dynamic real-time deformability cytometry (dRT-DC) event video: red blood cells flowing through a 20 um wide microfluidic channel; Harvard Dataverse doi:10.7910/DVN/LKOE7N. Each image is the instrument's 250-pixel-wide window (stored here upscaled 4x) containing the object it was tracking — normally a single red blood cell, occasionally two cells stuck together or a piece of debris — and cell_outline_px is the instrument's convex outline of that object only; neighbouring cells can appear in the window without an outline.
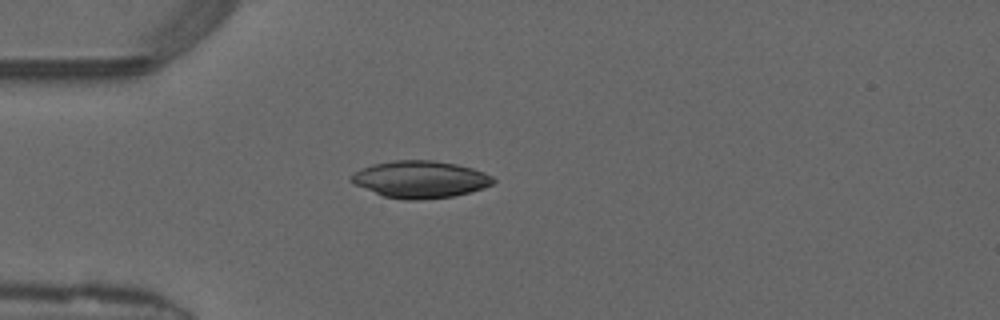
{"species": "common noctule bat (a hibernating species)", "species_latin": "Nyctalus noctula", "temperature_condition": "warm", "stored_images_in_passage": 37, "camera_frame_rate_fps": 3000, "um_per_image_px": 0.085, "animal": {"sex": "male", "forearm_length_mm": 52.5}, "frame": {"image": 1, "passage_image": 1, "time_ms": 0.0, "image_size_px": [1000, 320], "cell_outline_px": [[496, 180], [492, 184], [484, 188], [452, 196], [416, 200], [404, 200], [384, 196], [356, 184], [348, 180], [360, 168], [372, 164], [392, 160], [432, 160], [456, 164], [472, 168], [484, 172], [492, 176]], "centroid_in_image_um": [35.73, 15.23], "position_along_channel_um": 49.3, "area_um2": 30.46}}
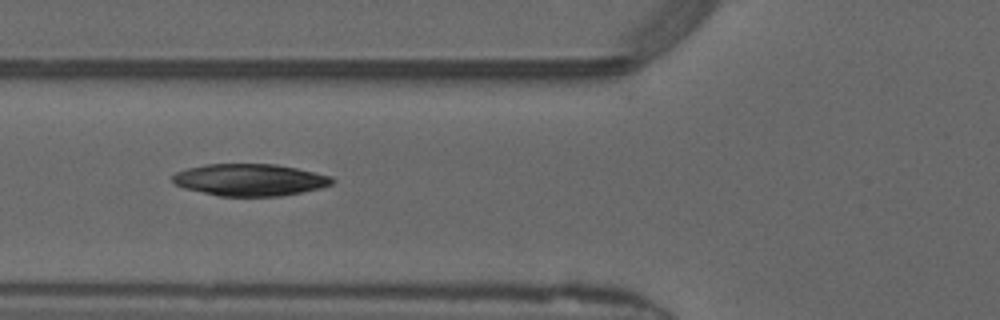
{"frame": {"image": 2, "passage_image": 6, "time_ms": 1.667, "image_size_px": [1000, 320], "cell_outline_px": [[336, 180], [332, 184], [320, 188], [280, 196], [220, 196], [184, 188], [176, 184], [172, 180], [172, 176], [176, 172], [188, 168], [204, 164], [276, 164], [296, 168], [332, 176]], "centroid_in_image_um": [21.25, 15.28], "position_along_channel_um": 104.6, "area_um2": 29.65}}
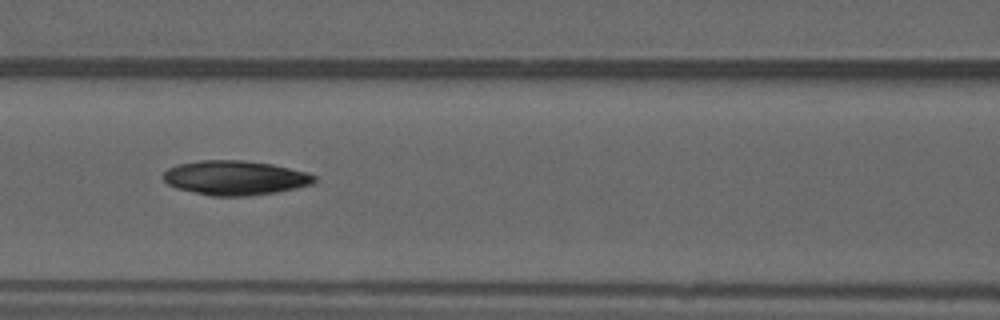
{"frame": {"image": 3, "passage_image": 9, "time_ms": 2.667, "image_size_px": [1000, 320], "cell_outline_px": [[316, 180], [312, 184], [296, 188], [276, 192], [248, 196], [212, 196], [176, 188], [168, 184], [164, 180], [164, 172], [168, 168], [176, 164], [200, 160], [244, 160], [272, 164], [308, 172], [316, 176]], "centroid_in_image_um": [19.99, 15.11], "position_along_channel_um": 146.6, "area_um2": 30.4}, "authors_computed_cell_mechanics": {"area_um2": 29.9404, "velocity_mm_per_s": 4.159, "shape_relaxation_time_tau1_ms": 7.2656, "shape_relaxation_time_tau2_ms": 6.769, "deformation_change_tau1": 0.1981, "deformation_change_tau2": 0.1142}}